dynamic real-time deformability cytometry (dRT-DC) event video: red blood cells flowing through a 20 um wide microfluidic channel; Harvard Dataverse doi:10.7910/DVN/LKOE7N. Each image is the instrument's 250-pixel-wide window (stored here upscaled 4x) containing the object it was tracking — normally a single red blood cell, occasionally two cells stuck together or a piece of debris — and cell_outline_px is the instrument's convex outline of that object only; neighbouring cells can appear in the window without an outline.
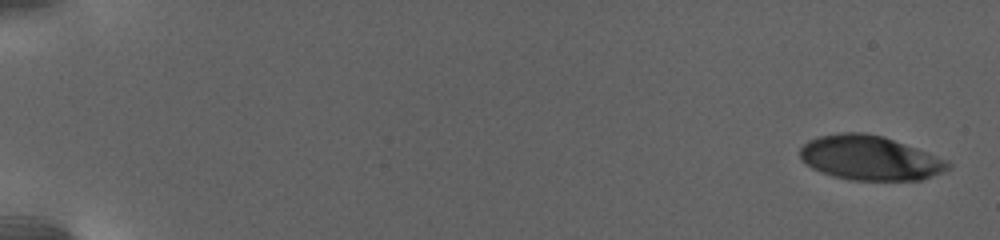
{"species": "human", "species_latin": "Homo sapiens", "temperature_condition": "warm", "stored_images_in_passage": 19, "camera_frame_rate_fps": 3000, "um_per_image_px": 0.085, "donor": {"sex": "female"}, "frame": {"image": 1, "passage_image": 1, "time_ms": 0.0, "image_size_px": [1000, 240], "cell_outline_px": [[952, 164], [948, 168], [932, 176], [920, 180], [848, 180], [832, 176], [820, 172], [812, 168], [800, 160], [800, 148], [808, 140], [820, 136], [840, 132], [864, 132], [884, 136], [948, 160]], "centroid_in_image_um": [73.9, 13.42], "position_along_channel_um": 11.1, "area_um2": 38.44}}
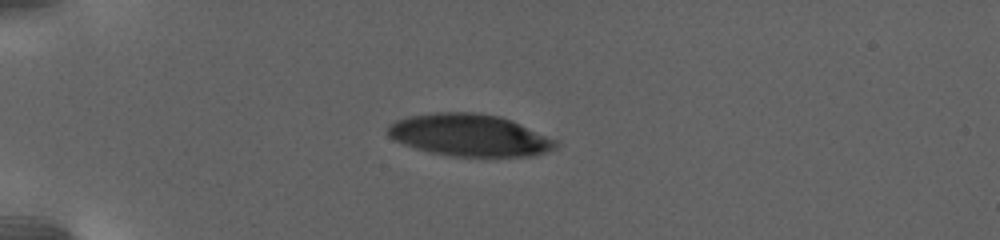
{"frame": {"image": 2, "passage_image": 14, "time_ms": 6.667, "image_size_px": [1000, 240], "cell_outline_px": [[560, 144], [556, 148], [532, 156], [488, 160], [448, 156], [416, 148], [404, 144], [388, 136], [388, 124], [396, 120], [408, 116], [436, 112], [472, 112], [500, 116], [520, 124], [556, 140]], "centroid_in_image_um": [39.94, 11.54], "position_along_channel_um": 45.1, "area_um2": 42.14}}
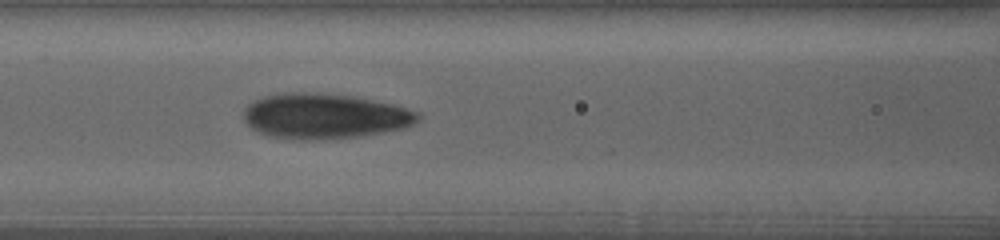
{"frame": {"image": 3, "passage_image": 19, "time_ms": 11.667, "image_size_px": [1000, 240], "cell_outline_px": [[420, 120], [404, 128], [360, 136], [316, 140], [308, 140], [272, 136], [260, 132], [252, 128], [244, 120], [244, 108], [252, 100], [264, 96], [284, 92], [316, 92], [352, 96], [392, 104], [420, 112]], "centroid_in_image_um": [27.58, 9.85], "position_along_channel_um": 139.0, "area_um2": 45.89}}